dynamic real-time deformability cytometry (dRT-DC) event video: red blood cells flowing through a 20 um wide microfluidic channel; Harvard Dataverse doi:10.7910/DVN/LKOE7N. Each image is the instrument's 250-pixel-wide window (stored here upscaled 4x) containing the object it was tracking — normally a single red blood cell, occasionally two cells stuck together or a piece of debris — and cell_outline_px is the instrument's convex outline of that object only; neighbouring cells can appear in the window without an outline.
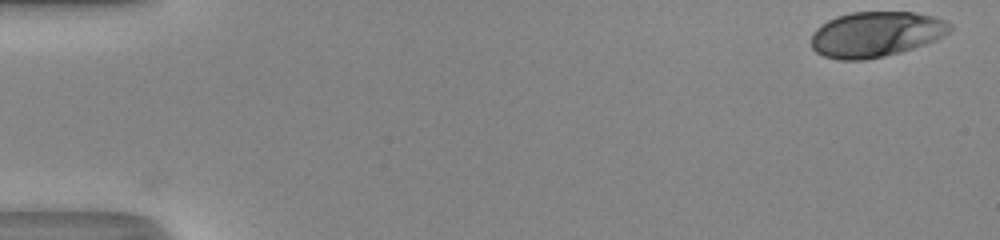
{"species": "human", "species_latin": "Homo sapiens", "temperature_condition": "room temperature", "stored_images_in_passage": 42, "camera_frame_rate_fps": 3000, "um_per_image_px": 0.085, "donor": {"sex": "male"}, "frame": {"image": 1, "passage_image": 1, "time_ms": 0.0, "image_size_px": [1000, 240], "cell_outline_px": [[952, 28], [948, 32], [936, 40], [900, 52], [884, 56], [864, 60], [840, 60], [824, 56], [816, 52], [812, 48], [812, 32], [816, 28], [828, 20], [836, 16], [852, 12], [916, 12], [936, 16], [952, 24]], "centroid_in_image_um": [74.45, 2.9], "position_along_channel_um": 10.5, "area_um2": 36.76}}
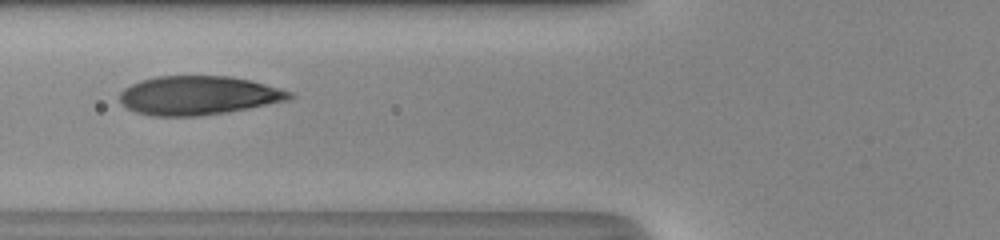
{"frame": {"image": 2, "passage_image": 20, "time_ms": 6.333, "image_size_px": [1000, 240], "cell_outline_px": [[296, 96], [292, 100], [248, 108], [224, 112], [196, 116], [152, 116], [136, 112], [128, 108], [120, 100], [120, 92], [124, 88], [140, 80], [156, 76], [228, 76], [248, 80], [264, 84], [292, 92]], "centroid_in_image_um": [16.87, 8.11], "position_along_channel_um": 108.9, "area_um2": 38.32}}
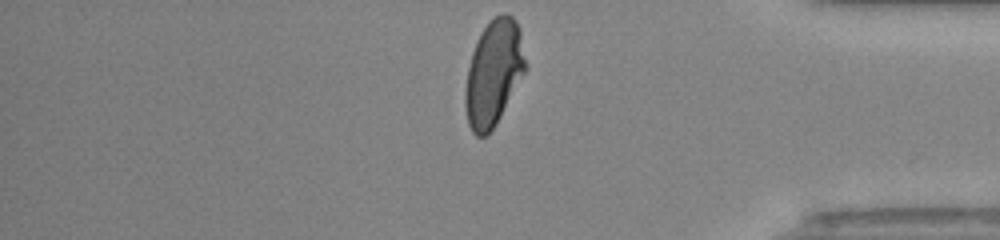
{"frame": {"image": 3, "passage_image": 42, "time_ms": 13.667, "image_size_px": [1000, 240], "cell_outline_px": [[524, 72], [496, 124], [484, 136], [476, 136], [472, 132], [468, 124], [464, 104], [464, 92], [468, 68], [472, 52], [476, 40], [480, 32], [488, 20], [500, 12], [508, 12], [516, 20], [520, 32], [524, 60]], "centroid_in_image_um": [41.91, 6.16], "position_along_channel_um": 393.3, "area_um2": 36.82}, "authors_computed_cell_mechanics": {"area_um2": 37.6567, "velocity_mm_per_s": 4.1871, "shape_relaxation_time_tau1_ms": 4.8832, "shape_relaxation_time_tau2_ms": null, "deformation_change_tau1": 0.2002, "deformation_change_tau2": null}}